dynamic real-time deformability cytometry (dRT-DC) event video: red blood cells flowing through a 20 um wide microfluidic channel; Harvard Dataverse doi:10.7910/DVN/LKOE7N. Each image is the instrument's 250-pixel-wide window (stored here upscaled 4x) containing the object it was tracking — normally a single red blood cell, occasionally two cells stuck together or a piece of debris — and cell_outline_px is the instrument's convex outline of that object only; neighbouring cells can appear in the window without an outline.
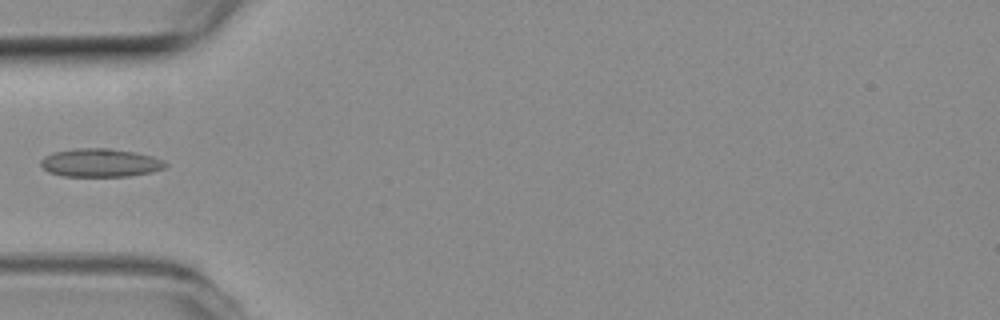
{"species": "common noctule bat (a hibernating species)", "species_latin": "Nyctalus noctula", "temperature_condition": "room temperature", "stored_images_in_passage": 14, "camera_frame_rate_fps": 3000, "um_per_image_px": 0.085, "animal": {"sex": "female", "body_mass_g": 19.3, "forearm_length_mm": 54.1}, "frame": {"image": 1, "passage_image": 1, "time_ms": 0.0, "image_size_px": [1000, 320], "cell_outline_px": [[168, 164], [164, 168], [152, 172], [128, 176], [64, 176], [48, 172], [40, 164], [40, 160], [44, 156], [56, 152], [76, 148], [108, 148], [132, 152], [152, 156], [164, 160]], "centroid_in_image_um": [8.53, 13.84], "position_along_channel_um": 76.5, "area_um2": 20.46}}
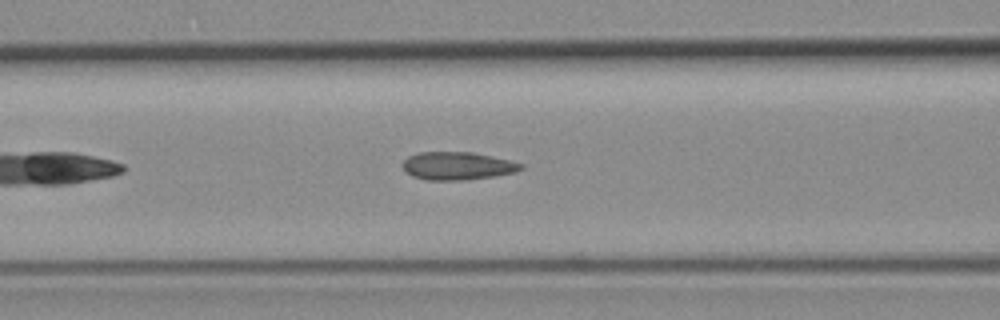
{"frame": {"image": 2, "passage_image": 5, "time_ms": 1.333, "image_size_px": [1000, 320], "cell_outline_px": [[524, 168], [516, 172], [496, 176], [468, 180], [428, 180], [412, 176], [404, 172], [400, 164], [408, 156], [420, 152], [472, 152], [492, 156], [524, 164]], "centroid_in_image_um": [38.86, 14.11], "position_along_channel_um": 127.7, "area_um2": 19.54}}